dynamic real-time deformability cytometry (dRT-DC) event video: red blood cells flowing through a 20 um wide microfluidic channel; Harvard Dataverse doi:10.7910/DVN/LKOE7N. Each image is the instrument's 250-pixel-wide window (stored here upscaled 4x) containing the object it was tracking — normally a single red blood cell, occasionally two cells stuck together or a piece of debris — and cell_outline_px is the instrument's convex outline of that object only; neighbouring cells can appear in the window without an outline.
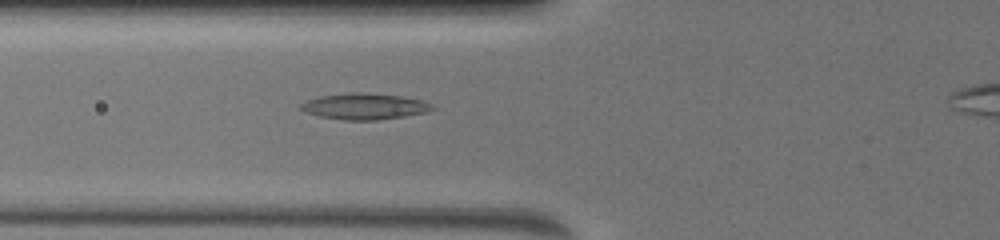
{"species": "common noctule bat (a hibernating species)", "species_latin": "Nyctalus noctula", "temperature_condition": "warm", "stored_images_in_passage": 10, "camera_frame_rate_fps": 3000, "um_per_image_px": 0.085, "animal": {"sex": "female", "body_mass_g": 19.5, "forearm_length_mm": 54.1}, "frame": {"image": 1, "passage_image": 9, "time_ms": 6.0, "image_size_px": [1000, 240], "cell_outline_px": [[432, 108], [424, 112], [404, 116], [376, 120], [344, 120], [320, 116], [308, 112], [300, 108], [300, 104], [308, 100], [320, 96], [348, 92], [360, 92], [404, 96], [420, 100], [432, 104]], "centroid_in_image_um": [30.96, 9.03], "position_along_channel_um": 94.8, "area_um2": 19.71}}